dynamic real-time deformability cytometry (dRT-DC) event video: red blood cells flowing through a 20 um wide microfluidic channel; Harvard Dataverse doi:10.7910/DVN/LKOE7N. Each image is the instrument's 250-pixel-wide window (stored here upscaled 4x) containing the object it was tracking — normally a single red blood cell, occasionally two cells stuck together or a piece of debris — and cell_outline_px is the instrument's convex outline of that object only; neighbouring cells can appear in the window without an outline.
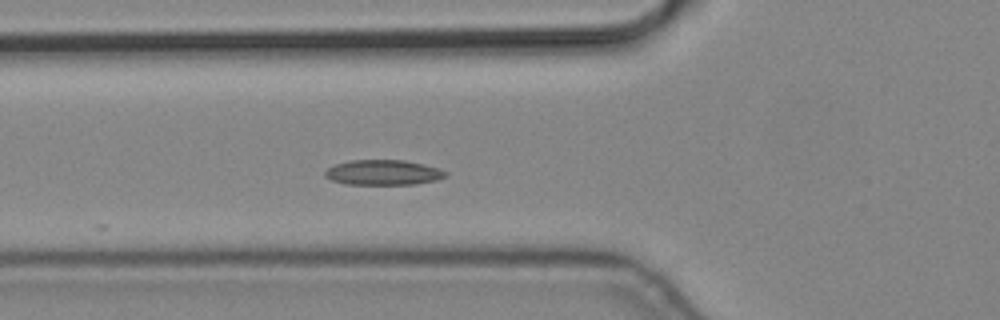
{"species": "common noctule bat (a hibernating species)", "species_latin": "Nyctalus noctula", "temperature_condition": "cold", "stored_images_in_passage": 2, "camera_frame_rate_fps": 3000, "um_per_image_px": 0.085, "animal": {"sex": "male", "body_mass_g": 19.2, "forearm_length_mm": 51.8}, "frame": {"image": 1, "passage_image": 2, "time_ms": 0.333, "image_size_px": [1000, 320], "cell_outline_px": [[448, 176], [436, 180], [416, 184], [344, 184], [332, 180], [324, 176], [324, 172], [328, 168], [336, 164], [352, 160], [404, 160], [440, 168], [448, 172]], "centroid_in_image_um": [32.6, 14.66], "position_along_channel_um": 93.2, "area_um2": 17.69}}